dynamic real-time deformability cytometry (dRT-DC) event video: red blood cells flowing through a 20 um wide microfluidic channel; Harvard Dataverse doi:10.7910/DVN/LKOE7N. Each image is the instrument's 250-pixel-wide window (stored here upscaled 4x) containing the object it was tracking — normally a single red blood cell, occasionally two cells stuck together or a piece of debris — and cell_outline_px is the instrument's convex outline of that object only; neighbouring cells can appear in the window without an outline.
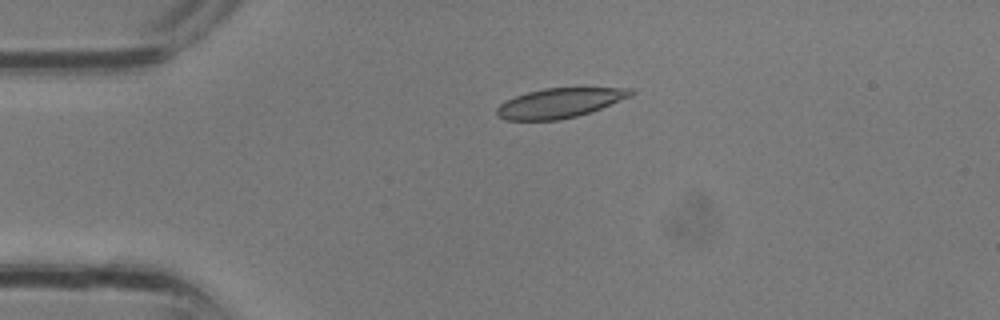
{"species": "common noctule bat (a hibernating species)", "species_latin": "Nyctalus noctula", "temperature_condition": "room temperature", "stored_images_in_passage": 4, "camera_frame_rate_fps": 3000, "um_per_image_px": 0.085, "animal": {"sex": "male", "body_mass_g": 13.3}, "frame": {"image": 1, "passage_image": 3, "time_ms": 0.667, "image_size_px": [1000, 320], "cell_outline_px": [[636, 92], [632, 96], [600, 108], [576, 116], [560, 120], [504, 120], [496, 116], [496, 108], [500, 104], [516, 96], [528, 92], [544, 88], [632, 88]], "centroid_in_image_um": [47.56, 8.75], "position_along_channel_um": 37.4, "area_um2": 23.0}}